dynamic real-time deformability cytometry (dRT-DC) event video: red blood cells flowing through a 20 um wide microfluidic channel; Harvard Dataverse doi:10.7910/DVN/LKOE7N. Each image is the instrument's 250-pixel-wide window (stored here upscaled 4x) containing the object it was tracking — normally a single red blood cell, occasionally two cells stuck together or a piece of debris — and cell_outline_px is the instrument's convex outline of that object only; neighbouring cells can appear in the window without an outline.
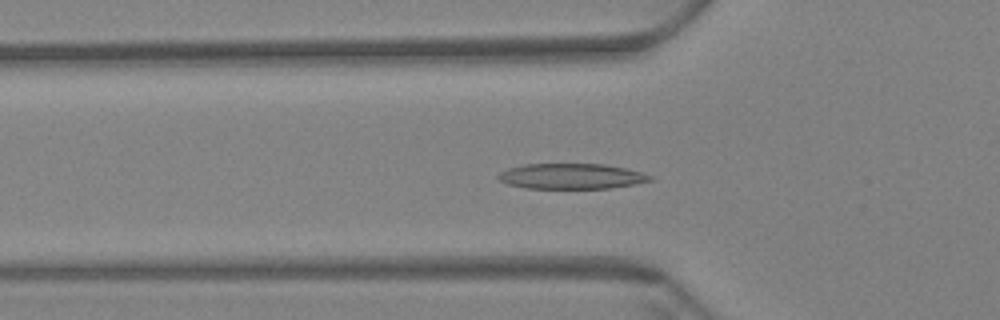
{"species": "Egyptian fruit bat (a non-hibernating species)", "species_latin": "Rousettus aegyptiacus", "temperature_condition": "warm", "stored_images_in_passage": 61, "camera_frame_rate_fps": 3000, "um_per_image_px": 0.085, "animal": {"sex": "female"}, "frame": {"image": 1, "passage_image": 21, "time_ms": 6.667, "image_size_px": [1000, 320], "cell_outline_px": [[652, 180], [632, 184], [608, 188], [524, 188], [508, 184], [500, 180], [496, 176], [500, 172], [508, 168], [524, 164], [604, 164], [624, 168], [640, 172], [652, 176]], "centroid_in_image_um": [48.51, 14.97], "position_along_channel_um": 77.3, "area_um2": 22.25}}
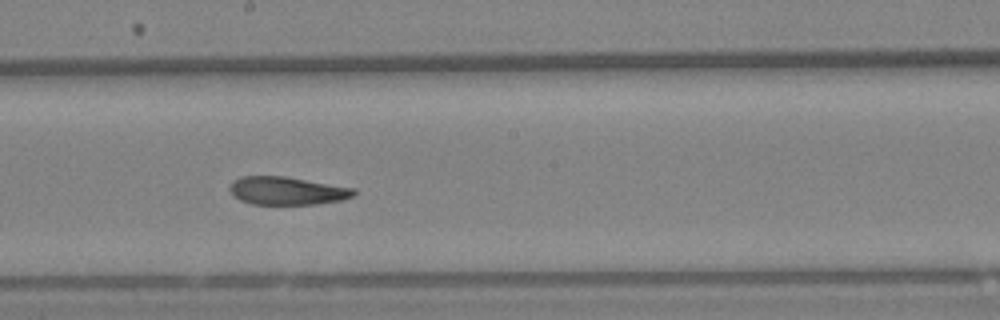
{"frame": {"image": 2, "passage_image": 34, "time_ms": 11.0, "image_size_px": [1000, 320], "cell_outline_px": [[356, 192], [352, 196], [340, 200], [316, 204], [252, 204], [240, 200], [232, 196], [228, 188], [232, 180], [240, 176], [284, 176], [356, 188]], "centroid_in_image_um": [24.34, 16.21], "position_along_channel_um": 223.9, "area_um2": 20.4}}
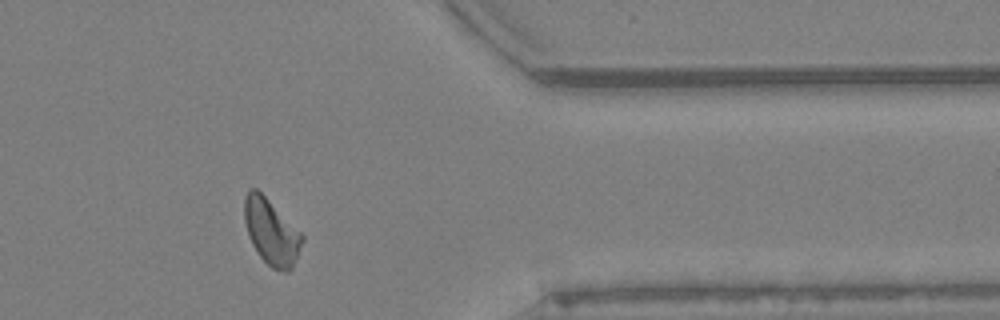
{"frame": {"image": 3, "passage_image": 50, "time_ms": 16.333, "image_size_px": [1000, 320], "cell_outline_px": [[304, 240], [292, 268], [288, 272], [284, 272], [272, 268], [260, 256], [252, 244], [244, 220], [244, 196], [252, 188], [256, 188], [304, 236]], "centroid_in_image_um": [23.06, 19.74], "position_along_channel_um": 388.3, "area_um2": 21.62}, "authors_computed_cell_mechanics": {"area_um2": 21.5016, "velocity_mm_per_s": 3.383, "shape_relaxation_time_tau1_ms": 7.0241, "shape_relaxation_time_tau2_ms": 3.7777, "deformation_change_tau1": 0.1732, "deformation_change_tau2": 0.1165}}